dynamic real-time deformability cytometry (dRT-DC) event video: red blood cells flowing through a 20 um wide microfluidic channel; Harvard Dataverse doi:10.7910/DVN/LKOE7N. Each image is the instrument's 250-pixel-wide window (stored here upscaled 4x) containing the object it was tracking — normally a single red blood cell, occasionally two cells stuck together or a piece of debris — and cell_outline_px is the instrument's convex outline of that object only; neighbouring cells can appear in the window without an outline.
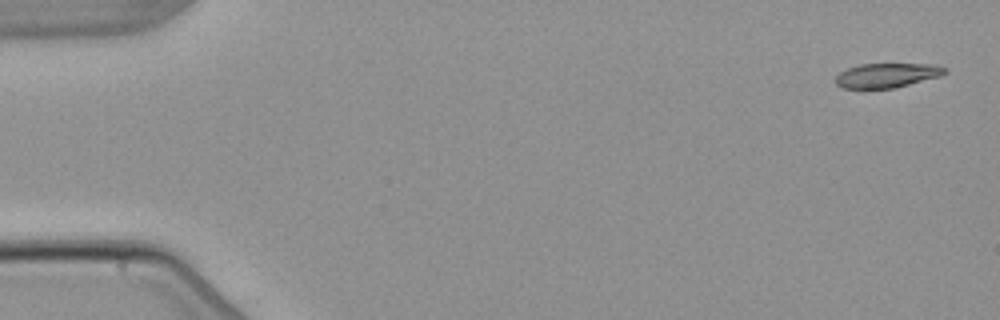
{"species": "common noctule bat (a hibernating species)", "species_latin": "Nyctalus noctula", "temperature_condition": "warm", "stored_images_in_passage": 3, "camera_frame_rate_fps": 3000, "um_per_image_px": 0.085, "animal": {"sex": "male", "body_mass_g": 21.5, "forearm_length_mm": 52.0}, "frame": {"image": 1, "passage_image": 1, "time_ms": 0.0, "image_size_px": [1000, 320], "cell_outline_px": [[948, 72], [940, 76], [896, 88], [840, 88], [836, 84], [836, 76], [840, 72], [848, 68], [860, 64], [936, 64], [948, 68]], "centroid_in_image_um": [75.43, 6.4], "position_along_channel_um": 9.6, "area_um2": 15.66}}